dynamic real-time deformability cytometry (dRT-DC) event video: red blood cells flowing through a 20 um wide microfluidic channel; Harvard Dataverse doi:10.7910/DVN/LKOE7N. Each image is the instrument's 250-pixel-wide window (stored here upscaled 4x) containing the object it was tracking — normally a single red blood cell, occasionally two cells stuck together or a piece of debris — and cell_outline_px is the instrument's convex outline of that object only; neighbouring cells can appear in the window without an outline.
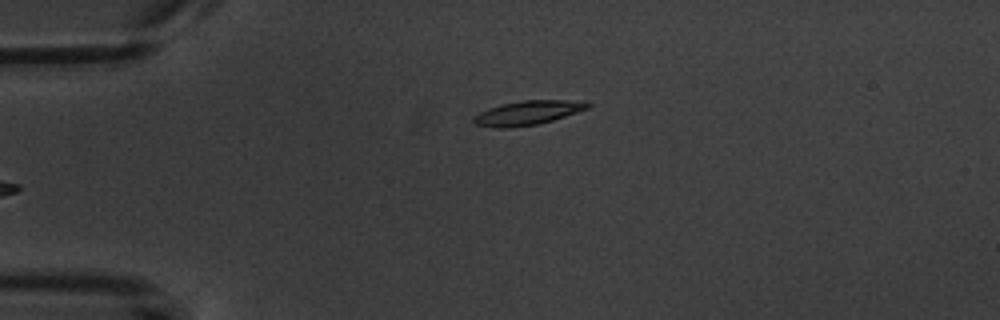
{"species": "common noctule bat (a hibernating species)", "species_latin": "Nyctalus noctula", "temperature_condition": "warm", "stored_images_in_passage": 4, "camera_frame_rate_fps": 3000, "um_per_image_px": 0.085, "animal": {"sex": "male", "body_mass_g": 20.1, "forearm_length_mm": 53.5}, "frame": {"image": 1, "passage_image": 4, "time_ms": 3.667, "image_size_px": [1000, 320], "cell_outline_px": [[592, 104], [588, 108], [552, 120], [536, 124], [508, 128], [496, 128], [476, 124], [472, 120], [480, 112], [488, 108], [520, 100], [564, 100]], "centroid_in_image_um": [44.8, 9.59], "position_along_channel_um": 40.2, "area_um2": 15.61}}